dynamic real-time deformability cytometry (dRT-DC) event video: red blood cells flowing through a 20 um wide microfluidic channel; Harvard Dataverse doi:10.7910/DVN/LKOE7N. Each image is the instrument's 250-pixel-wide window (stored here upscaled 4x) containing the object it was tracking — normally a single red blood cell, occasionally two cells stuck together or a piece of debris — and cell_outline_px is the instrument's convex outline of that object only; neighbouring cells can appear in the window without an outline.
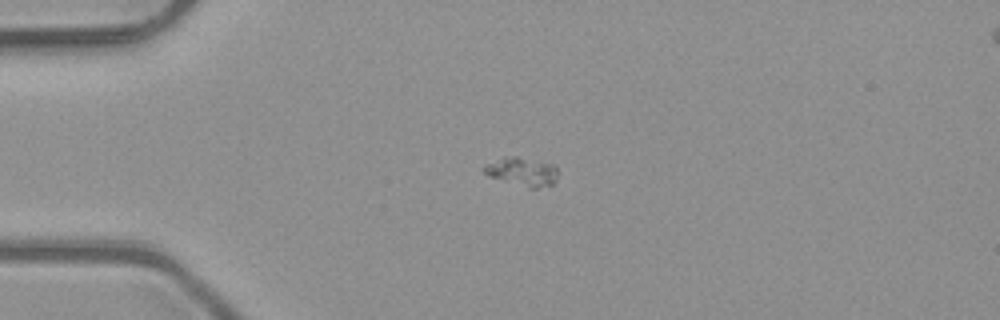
{"species": "common noctule bat (a hibernating species)", "species_latin": "Nyctalus noctula", "temperature_condition": "room temperature", "stored_images_in_passage": 3, "camera_frame_rate_fps": 3000, "um_per_image_px": 0.085, "animal": {"sex": "male", "body_mass_g": 23.1, "forearm_length_mm": 52.7}, "frame": {"image": 1, "passage_image": 1, "time_ms": 0.0, "image_size_px": [1000, 320], "cell_outline_px": [[556, 180], [552, 184], [536, 188], [532, 188], [488, 176], [480, 168], [488, 164], [512, 156], [516, 156], [556, 164]], "centroid_in_image_um": [44.42, 14.59], "position_along_channel_um": 40.6, "area_um2": 11.91}}